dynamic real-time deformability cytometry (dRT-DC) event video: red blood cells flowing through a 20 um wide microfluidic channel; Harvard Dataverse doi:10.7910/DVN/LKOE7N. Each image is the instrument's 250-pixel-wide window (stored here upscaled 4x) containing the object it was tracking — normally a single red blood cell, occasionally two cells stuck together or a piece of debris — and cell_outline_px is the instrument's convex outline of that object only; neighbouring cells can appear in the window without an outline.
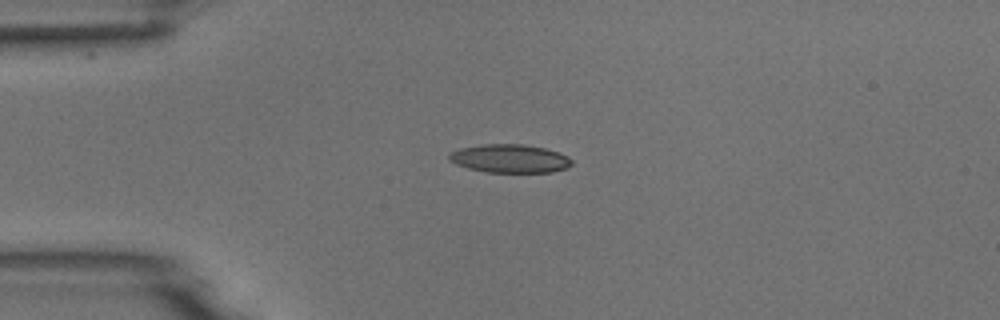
{"species": "common noctule bat (a hibernating species)", "species_latin": "Nyctalus noctula", "temperature_condition": "room temperature", "stored_images_in_passage": 2, "camera_frame_rate_fps": 3000, "um_per_image_px": 0.085, "animal": {"sex": "male", "body_mass_g": 18.8}, "frame": {"image": 1, "passage_image": 1, "time_ms": 0.0, "image_size_px": [1000, 320], "cell_outline_px": [[572, 164], [568, 168], [552, 172], [488, 172], [468, 168], [456, 164], [448, 160], [448, 156], [452, 152], [460, 148], [484, 144], [524, 144], [544, 148], [568, 156], [572, 160]], "centroid_in_image_um": [43.34, 13.48], "position_along_channel_um": 41.7, "area_um2": 20.23}}